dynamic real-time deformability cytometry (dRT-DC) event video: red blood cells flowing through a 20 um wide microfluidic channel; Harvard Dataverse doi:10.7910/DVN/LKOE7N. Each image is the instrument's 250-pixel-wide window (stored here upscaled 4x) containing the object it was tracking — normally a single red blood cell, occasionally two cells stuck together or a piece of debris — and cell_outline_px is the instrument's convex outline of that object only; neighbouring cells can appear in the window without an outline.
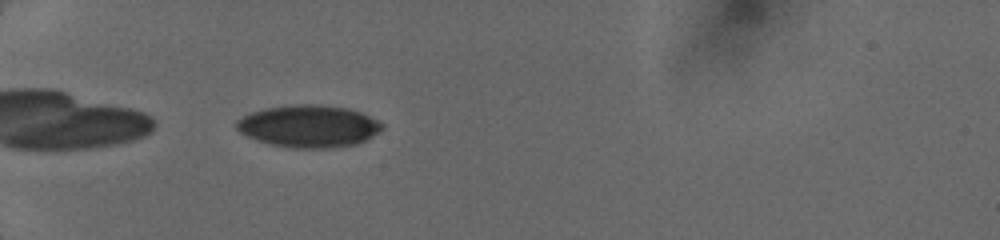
{"species": "human", "species_latin": "Homo sapiens", "temperature_condition": "cold", "stored_images_in_passage": 36, "camera_frame_rate_fps": 3000, "um_per_image_px": 0.085, "donor": {"sex": "female"}, "frame": {"image": 1, "passage_image": 2, "time_ms": 0.333, "image_size_px": [1000, 240], "cell_outline_px": [[384, 128], [380, 132], [356, 144], [328, 148], [292, 148], [268, 144], [256, 140], [240, 132], [236, 128], [236, 120], [252, 112], [264, 108], [292, 104], [320, 104], [348, 108], [360, 112], [380, 120], [384, 124]], "centroid_in_image_um": [26.26, 10.72], "position_along_channel_um": 58.7, "area_um2": 36.13}}
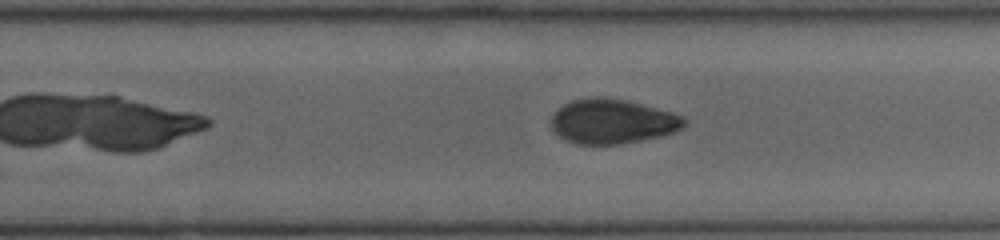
{"frame": {"image": 2, "passage_image": 18, "time_ms": 6.0, "image_size_px": [1000, 240], "cell_outline_px": [[688, 120], [676, 132], [660, 136], [620, 144], [576, 144], [564, 140], [552, 128], [552, 116], [556, 108], [572, 100], [592, 96], [604, 96], [624, 100], [672, 112], [684, 116]], "centroid_in_image_um": [52.03, 10.31], "position_along_channel_um": 277.8, "area_um2": 34.62}}
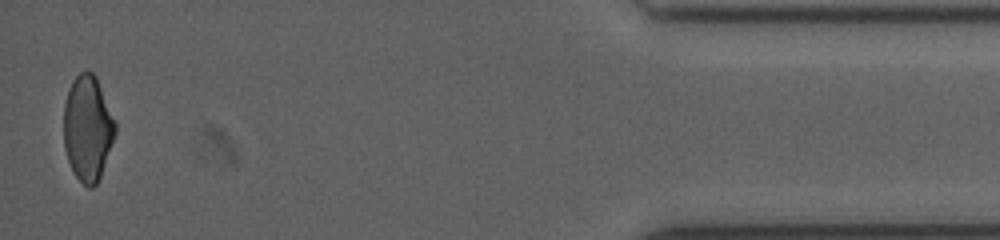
{"frame": {"image": 3, "passage_image": 36, "time_ms": 11.0, "image_size_px": [1000, 240], "cell_outline_px": [[116, 132], [100, 176], [96, 184], [92, 188], [88, 188], [72, 172], [64, 148], [64, 104], [68, 88], [72, 80], [80, 72], [92, 72], [96, 76], [116, 124]], "centroid_in_image_um": [7.43, 10.9], "position_along_channel_um": 427.8, "area_um2": 31.44}}